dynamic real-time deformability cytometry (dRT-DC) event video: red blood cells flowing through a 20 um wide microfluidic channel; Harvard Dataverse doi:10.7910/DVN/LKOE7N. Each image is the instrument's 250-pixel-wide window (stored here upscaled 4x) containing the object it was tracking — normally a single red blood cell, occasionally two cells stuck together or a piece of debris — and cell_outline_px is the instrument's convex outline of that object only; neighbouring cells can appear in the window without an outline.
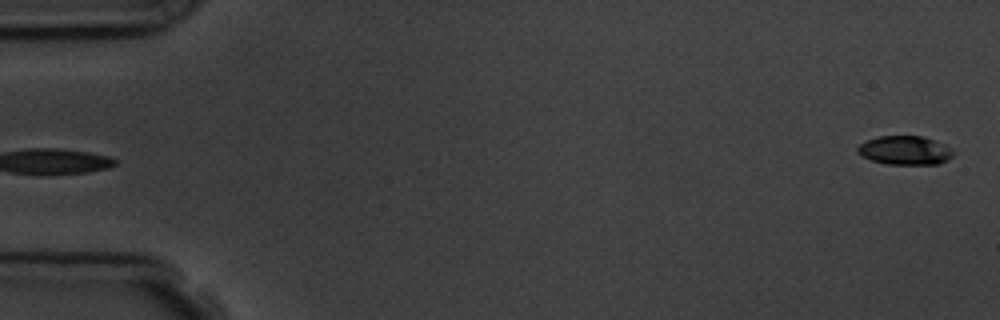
{"species": "common noctule bat (a hibernating species)", "species_latin": "Nyctalus noctula", "temperature_condition": "room temperature", "stored_images_in_passage": 5, "segment_of_instrument_passage": [2, 2], "camera_frame_rate_fps": 3000, "um_per_image_px": 0.085, "animal": {"sex": "male", "body_mass_g": 19.5, "forearm_length_mm": 54.6}, "frame": {"image": 1, "passage_image": 5, "time_ms": 5.667, "image_size_px": [1000, 320], "cell_outline_px": [[952, 156], [948, 160], [936, 164], [888, 164], [872, 160], [856, 152], [856, 148], [860, 144], [868, 140], [880, 136], [924, 136], [936, 140], [952, 148]], "centroid_in_image_um": [76.94, 12.77], "position_along_channel_um": 8.1, "area_um2": 16.01}}